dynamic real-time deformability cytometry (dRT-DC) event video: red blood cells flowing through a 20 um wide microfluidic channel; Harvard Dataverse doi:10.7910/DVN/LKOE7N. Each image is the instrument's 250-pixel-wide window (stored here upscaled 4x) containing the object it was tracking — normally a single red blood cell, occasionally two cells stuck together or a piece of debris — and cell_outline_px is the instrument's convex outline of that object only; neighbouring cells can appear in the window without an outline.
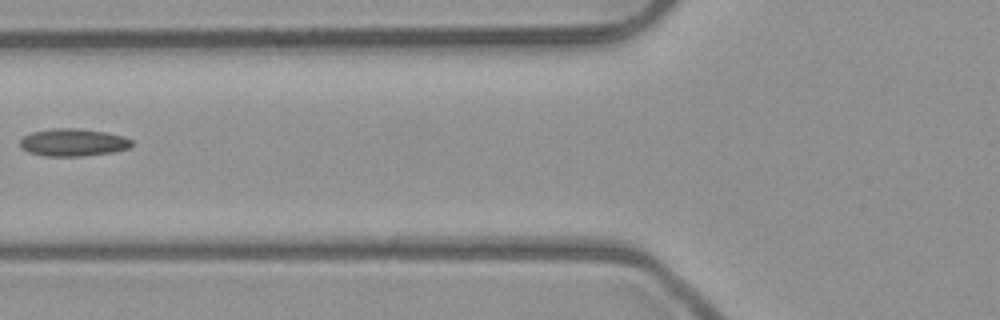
{"species": "common noctule bat (a hibernating species)", "species_latin": "Nyctalus noctula", "temperature_condition": "room temperature", "stored_images_in_passage": 6, "camera_frame_rate_fps": 3000, "um_per_image_px": 0.085, "animal": {"sex": "male", "body_mass_g": 23.1, "forearm_length_mm": 52.7}, "frame": {"image": 1, "passage_image": 6, "time_ms": 1.667, "image_size_px": [1000, 320], "cell_outline_px": [[132, 144], [128, 148], [112, 152], [80, 156], [44, 156], [28, 152], [20, 148], [20, 140], [24, 136], [32, 132], [52, 128], [76, 128], [104, 132], [124, 136], [132, 140]], "centroid_in_image_um": [6.18, 12.1], "position_along_channel_um": 119.6, "area_um2": 17.86}}